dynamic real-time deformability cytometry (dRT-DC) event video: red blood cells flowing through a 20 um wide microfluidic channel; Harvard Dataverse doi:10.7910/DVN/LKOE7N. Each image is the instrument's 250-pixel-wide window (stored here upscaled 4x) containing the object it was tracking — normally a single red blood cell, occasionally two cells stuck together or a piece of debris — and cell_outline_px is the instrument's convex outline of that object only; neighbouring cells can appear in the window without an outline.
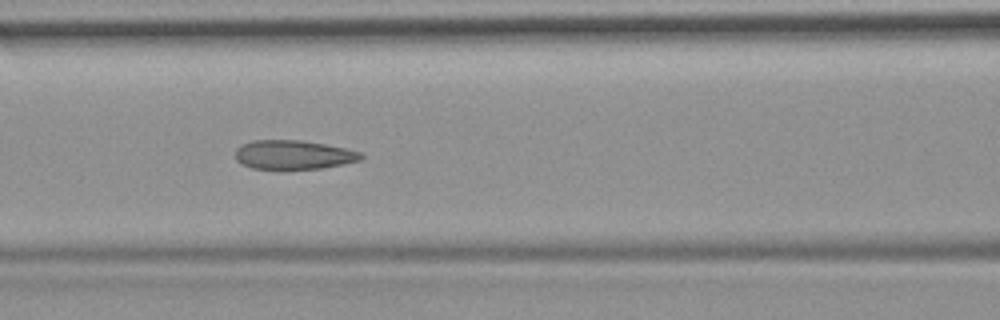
{"species": "common noctule bat (a hibernating species)", "species_latin": "Nyctalus noctula", "temperature_condition": "room temperature", "stored_images_in_passage": 29, "camera_frame_rate_fps": 3000, "um_per_image_px": 0.085, "animal": {"sex": "female", "body_mass_g": 19.9}, "frame": {"image": 1, "passage_image": 13, "time_ms": 4.0, "image_size_px": [1000, 320], "cell_outline_px": [[364, 156], [360, 160], [344, 164], [324, 168], [284, 172], [280, 172], [252, 168], [240, 164], [236, 160], [236, 148], [240, 144], [252, 140], [300, 140], [324, 144], [344, 148], [360, 152]], "centroid_in_image_um": [24.88, 13.2], "position_along_channel_um": 141.7, "area_um2": 22.25}}
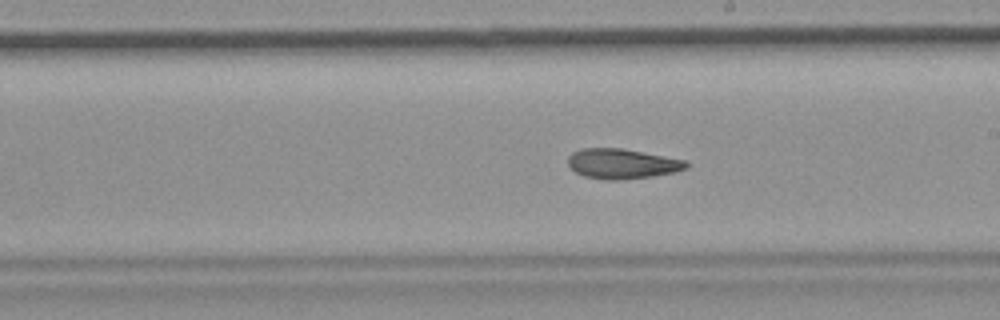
{"frame": {"image": 2, "passage_image": 17, "time_ms": 5.333, "image_size_px": [1000, 320], "cell_outline_px": [[688, 168], [676, 172], [652, 176], [616, 180], [608, 180], [584, 176], [576, 172], [568, 164], [568, 156], [572, 152], [580, 148], [620, 148], [684, 160], [688, 164]], "centroid_in_image_um": [52.85, 13.92], "position_along_channel_um": 236.1, "area_um2": 20.46}}